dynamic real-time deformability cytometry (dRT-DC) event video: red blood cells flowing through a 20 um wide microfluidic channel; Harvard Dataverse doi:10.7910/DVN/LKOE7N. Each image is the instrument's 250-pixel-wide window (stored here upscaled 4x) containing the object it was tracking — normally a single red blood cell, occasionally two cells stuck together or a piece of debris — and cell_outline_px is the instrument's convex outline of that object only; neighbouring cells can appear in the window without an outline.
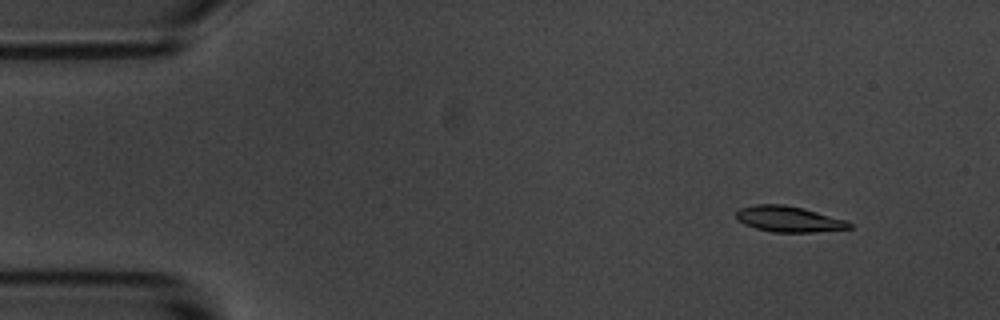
{"species": "common noctule bat (a hibernating species)", "species_latin": "Nyctalus noctula", "temperature_condition": "room temperature", "stored_images_in_passage": 4, "camera_frame_rate_fps": 3000, "um_per_image_px": 0.085, "animal": {"sex": "male", "body_mass_g": 20.1, "forearm_length_mm": 53.5}, "frame": {"image": 1, "passage_image": 2, "time_ms": 1.333, "image_size_px": [1000, 320], "cell_outline_px": [[852, 228], [812, 232], [772, 232], [756, 228], [744, 224], [736, 220], [736, 212], [740, 208], [756, 204], [784, 204], [804, 208], [848, 220], [852, 224]], "centroid_in_image_um": [67.05, 18.61], "position_along_channel_um": 17.9, "area_um2": 17.17}}